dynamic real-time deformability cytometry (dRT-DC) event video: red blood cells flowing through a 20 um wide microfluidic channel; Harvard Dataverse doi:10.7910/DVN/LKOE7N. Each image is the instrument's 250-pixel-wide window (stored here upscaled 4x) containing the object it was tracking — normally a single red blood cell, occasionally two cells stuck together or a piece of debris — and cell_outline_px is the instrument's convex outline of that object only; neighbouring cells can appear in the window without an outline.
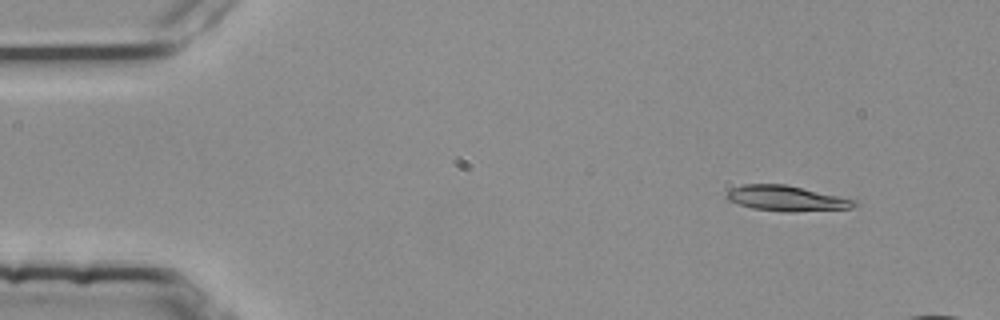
{"species": "common noctule bat (a hibernating species)", "species_latin": "Nyctalus noctula", "temperature_condition": "room temperature", "stored_images_in_passage": 3, "camera_frame_rate_fps": 3000, "um_per_image_px": 0.085, "animal": {"sex": "female", "body_mass_g": 25.1}, "frame": {"image": 1, "passage_image": 1, "time_ms": 0.0, "image_size_px": [1000, 320], "cell_outline_px": [[856, 204], [852, 208], [796, 212], [784, 212], [752, 208], [728, 200], [724, 196], [724, 192], [732, 188], [744, 184], [784, 184], [840, 196], [856, 200]], "centroid_in_image_um": [66.81, 16.86], "position_along_channel_um": 18.2, "area_um2": 18.9}}